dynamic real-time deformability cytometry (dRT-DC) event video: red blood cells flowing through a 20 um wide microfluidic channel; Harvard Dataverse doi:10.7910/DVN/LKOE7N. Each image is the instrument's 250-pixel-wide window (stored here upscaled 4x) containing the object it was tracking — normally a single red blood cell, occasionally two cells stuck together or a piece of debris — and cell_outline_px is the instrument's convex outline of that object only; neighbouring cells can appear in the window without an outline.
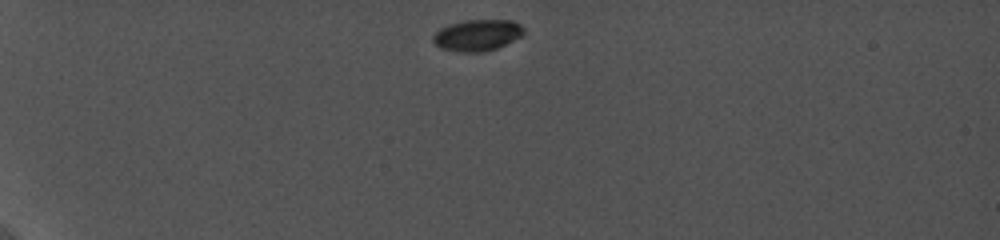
{"species": "common noctule bat (a hibernating species)", "species_latin": "Nyctalus noctula", "temperature_condition": "cold", "stored_images_in_passage": 45, "camera_frame_rate_fps": 5000, "um_per_image_px": 0.085, "animal": {"sex": "female", "body_mass_g": 19.0, "forearm_length_mm": 56.7}, "frame": {"image": 1, "passage_image": 1, "time_ms": 0.0, "image_size_px": [1000, 240], "cell_outline_px": [[524, 32], [520, 36], [496, 48], [484, 52], [456, 52], [440, 48], [432, 40], [432, 36], [440, 28], [448, 24], [464, 20], [512, 20], [520, 24], [524, 28]], "centroid_in_image_um": [40.53, 2.99], "position_along_channel_um": 44.5, "area_um2": 16.59}}
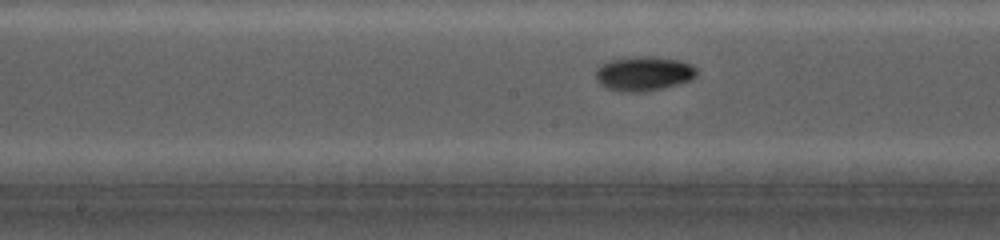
{"frame": {"image": 2, "passage_image": 27, "time_ms": 5.8, "image_size_px": [1000, 240], "cell_outline_px": [[696, 76], [692, 80], [644, 92], [620, 92], [604, 88], [596, 80], [596, 72], [600, 64], [608, 60], [636, 56], [656, 56], [680, 60], [692, 64], [696, 68]], "centroid_in_image_um": [54.69, 6.25], "position_along_channel_um": 193.5, "area_um2": 20.58}}
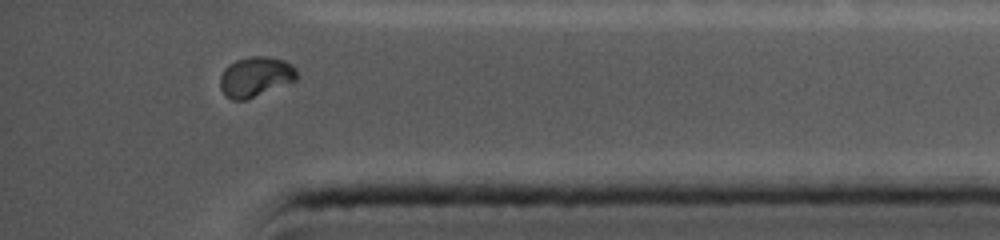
{"frame": {"image": 3, "passage_image": 41, "time_ms": 11.6, "image_size_px": [1000, 240], "cell_outline_px": [[296, 80], [244, 100], [232, 100], [220, 88], [220, 76], [224, 68], [228, 64], [236, 60], [252, 56], [264, 56], [284, 60], [292, 64], [296, 68]], "centroid_in_image_um": [21.7, 6.5], "position_along_channel_um": 413.5, "area_um2": 17.63}, "authors_computed_cell_mechanics": {"area_um2": 17.8602, "velocity_mm_per_s": 3.7826, "shape_relaxation_time_tau1_ms": null, "shape_relaxation_time_tau2_ms": 1.5569, "deformation_change_tau1": null, "deformation_change_tau2": 0.0314}}